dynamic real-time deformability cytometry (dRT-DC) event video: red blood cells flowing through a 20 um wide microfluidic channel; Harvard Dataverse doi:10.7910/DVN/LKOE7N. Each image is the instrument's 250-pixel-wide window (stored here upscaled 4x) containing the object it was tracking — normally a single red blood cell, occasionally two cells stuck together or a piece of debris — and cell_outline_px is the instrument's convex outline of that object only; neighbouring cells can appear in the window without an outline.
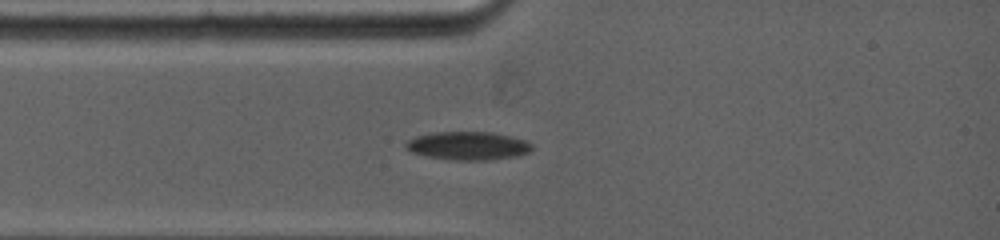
{"species": "common noctule bat (a hibernating species)", "species_latin": "Nyctalus noctula", "temperature_condition": "warm", "stored_images_in_passage": 2, "camera_frame_rate_fps": 5000, "um_per_image_px": 0.085, "animal": {"sex": "female", "body_mass_g": 19.0, "forearm_length_mm": 53.3}, "frame": {"image": 1, "passage_image": 1, "time_ms": 0.0, "image_size_px": [1000, 240], "cell_outline_px": [[532, 152], [516, 156], [488, 160], [452, 160], [428, 156], [412, 152], [404, 148], [408, 140], [416, 136], [432, 132], [492, 132], [524, 140], [532, 144]], "centroid_in_image_um": [39.78, 12.39], "position_along_channel_um": 45.2, "area_um2": 20.75}}